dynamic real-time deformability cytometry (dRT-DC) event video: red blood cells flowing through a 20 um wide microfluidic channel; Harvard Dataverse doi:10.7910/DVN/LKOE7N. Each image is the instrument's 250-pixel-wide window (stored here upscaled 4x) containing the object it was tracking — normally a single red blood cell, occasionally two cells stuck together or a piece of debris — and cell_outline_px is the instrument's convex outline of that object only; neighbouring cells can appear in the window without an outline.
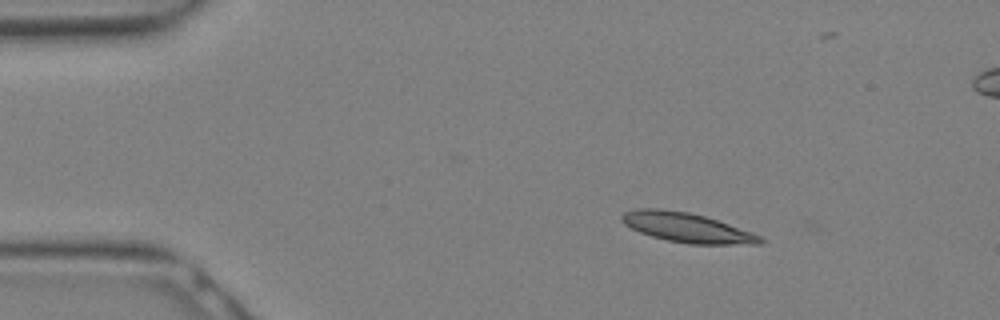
{"species": "Egyptian fruit bat (a non-hibernating species)", "species_latin": "Rousettus aegyptiacus", "temperature_condition": "warm", "stored_images_in_passage": 10, "camera_frame_rate_fps": 3000, "um_per_image_px": 0.085, "animal": {"sex": "female"}, "frame": {"image": 1, "passage_image": 4, "time_ms": 1.0, "image_size_px": [1000, 320], "cell_outline_px": [[764, 240], [760, 244], [688, 244], [668, 240], [652, 236], [640, 232], [624, 224], [620, 220], [620, 216], [624, 212], [636, 208], [660, 208], [688, 212], [704, 216], [728, 224], [760, 236]], "centroid_in_image_um": [58.32, 19.33], "position_along_channel_um": 26.7, "area_um2": 23.58}}
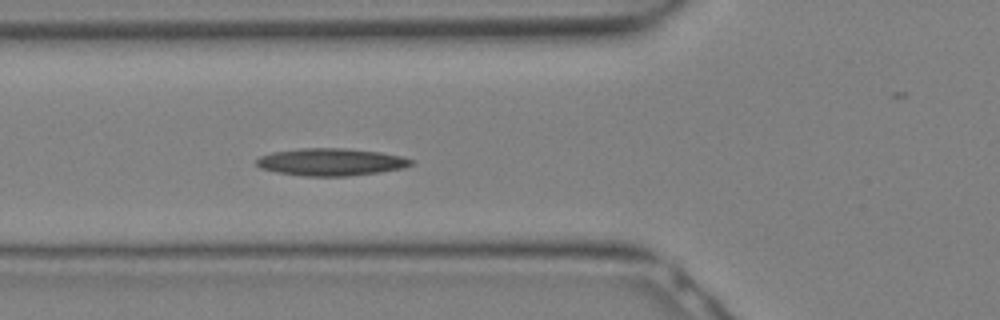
{"frame": {"image": 2, "passage_image": 10, "time_ms": 3.0, "image_size_px": [1000, 320], "cell_outline_px": [[416, 164], [404, 168], [380, 172], [348, 176], [304, 176], [276, 172], [260, 168], [256, 164], [256, 160], [260, 156], [272, 152], [300, 148], [344, 148], [380, 152], [400, 156], [416, 160]], "centroid_in_image_um": [28.16, 13.77], "position_along_channel_um": 97.6, "area_um2": 24.85}}